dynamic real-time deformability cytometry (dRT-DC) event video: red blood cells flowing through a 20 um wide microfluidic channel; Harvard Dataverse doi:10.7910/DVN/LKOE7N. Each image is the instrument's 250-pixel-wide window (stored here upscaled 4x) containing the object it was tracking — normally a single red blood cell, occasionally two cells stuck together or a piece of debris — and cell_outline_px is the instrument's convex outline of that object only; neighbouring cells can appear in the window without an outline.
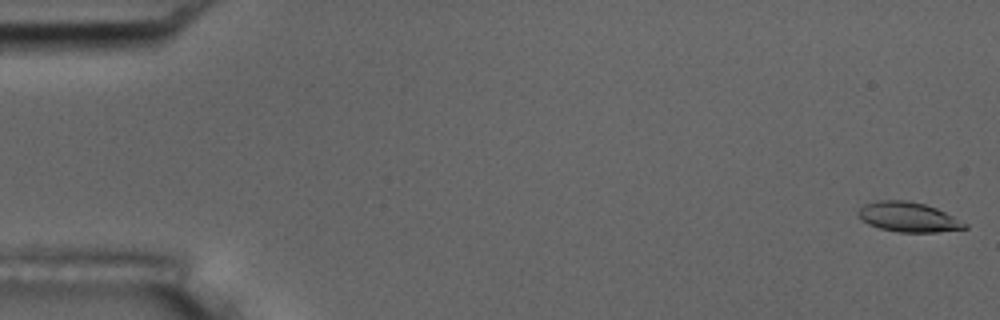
{"species": "common noctule bat (a hibernating species)", "species_latin": "Nyctalus noctula", "temperature_condition": "room temperature", "stored_images_in_passage": 55, "camera_frame_rate_fps": 3000, "um_per_image_px": 0.085, "animal": {"sex": "male", "body_mass_g": 17.5, "forearm_length_mm": 52.3}, "frame": {"image": 1, "passage_image": 1, "time_ms": 0.0, "image_size_px": [1000, 320], "cell_outline_px": [[968, 228], [936, 232], [896, 232], [880, 228], [868, 224], [856, 212], [864, 204], [876, 200], [908, 200], [924, 204], [936, 208], [968, 224]], "centroid_in_image_um": [77.2, 18.44], "position_along_channel_um": 7.8, "area_um2": 18.38}}
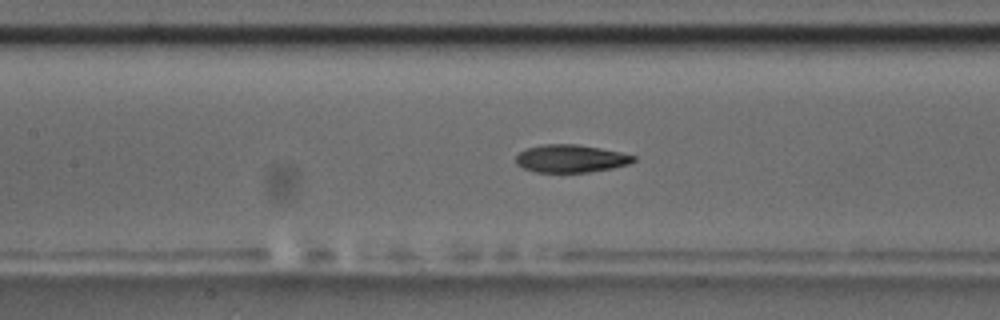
{"frame": {"image": 2, "passage_image": 25, "time_ms": 8.0, "image_size_px": [1000, 320], "cell_outline_px": [[636, 160], [628, 164], [612, 168], [588, 172], [536, 172], [524, 168], [516, 164], [516, 156], [520, 152], [528, 148], [544, 144], [576, 144], [600, 148], [620, 152], [636, 156]], "centroid_in_image_um": [48.52, 13.48], "position_along_channel_um": 158.9, "area_um2": 18.9}}
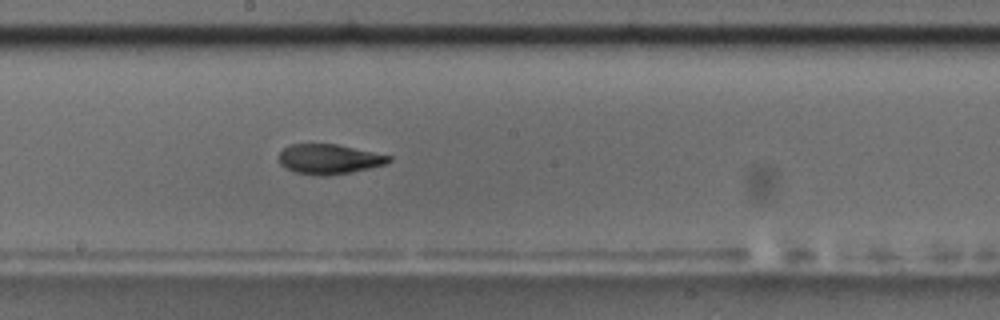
{"frame": {"image": 3, "passage_image": 30, "time_ms": 9.667, "image_size_px": [1000, 320], "cell_outline_px": [[392, 160], [384, 164], [352, 172], [328, 176], [320, 176], [296, 172], [280, 164], [280, 152], [288, 144], [336, 144], [392, 156]], "centroid_in_image_um": [27.97, 13.52], "position_along_channel_um": 220.2, "area_um2": 18.96}, "authors_computed_cell_mechanics": {"area_um2": 19.7098, "velocity_mm_per_s": 3.7075, "shape_relaxation_time_tau1_ms": 5.9808, "shape_relaxation_time_tau2_ms": 2.5731, "deformation_change_tau1": 0.179, "deformation_change_tau2": 0.0958}}